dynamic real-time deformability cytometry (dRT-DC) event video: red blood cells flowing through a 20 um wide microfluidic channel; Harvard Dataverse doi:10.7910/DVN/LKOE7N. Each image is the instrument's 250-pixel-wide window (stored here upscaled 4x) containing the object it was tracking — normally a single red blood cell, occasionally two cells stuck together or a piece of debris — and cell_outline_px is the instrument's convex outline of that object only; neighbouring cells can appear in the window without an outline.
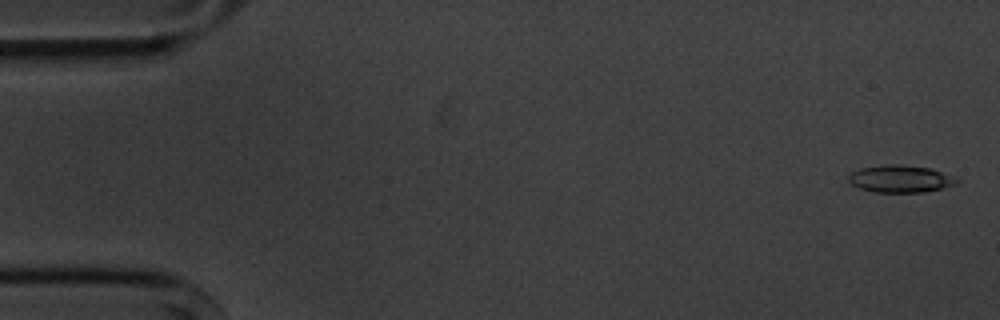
{"species": "common noctule bat (a hibernating species)", "species_latin": "Nyctalus noctula", "temperature_condition": "cold", "stored_images_in_passage": 4, "camera_frame_rate_fps": 3000, "um_per_image_px": 0.085, "animal": {"sex": "male", "body_mass_g": 20.1, "forearm_length_mm": 53.5}, "frame": {"image": 1, "passage_image": 1, "time_ms": 0.0, "image_size_px": [1000, 320], "cell_outline_px": [[960, 180], [956, 184], [924, 192], [876, 192], [860, 188], [852, 184], [848, 180], [848, 176], [852, 172], [860, 168], [888, 164], [896, 164], [932, 168]], "centroid_in_image_um": [76.52, 15.19], "position_along_channel_um": 8.5, "area_um2": 16.99}}
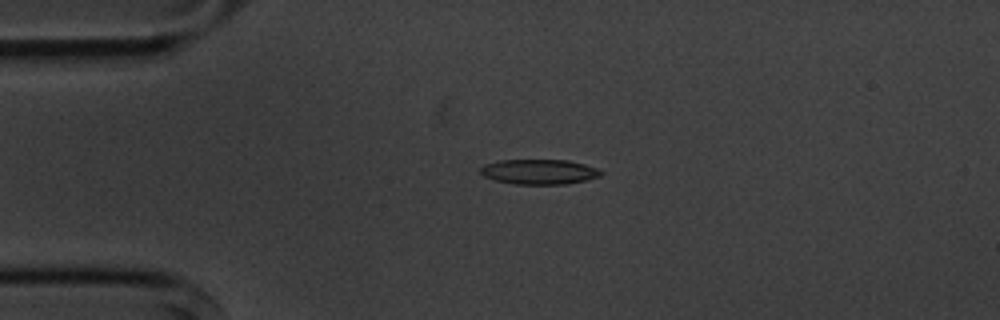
{"frame": {"image": 2, "passage_image": 4, "time_ms": 3.667, "image_size_px": [1000, 320], "cell_outline_px": [[604, 172], [600, 176], [584, 180], [564, 184], [516, 184], [496, 180], [484, 176], [480, 172], [480, 168], [484, 164], [500, 160], [568, 160], [584, 164], [596, 168]], "centroid_in_image_um": [45.82, 14.59], "position_along_channel_um": 39.2, "area_um2": 17.4}}